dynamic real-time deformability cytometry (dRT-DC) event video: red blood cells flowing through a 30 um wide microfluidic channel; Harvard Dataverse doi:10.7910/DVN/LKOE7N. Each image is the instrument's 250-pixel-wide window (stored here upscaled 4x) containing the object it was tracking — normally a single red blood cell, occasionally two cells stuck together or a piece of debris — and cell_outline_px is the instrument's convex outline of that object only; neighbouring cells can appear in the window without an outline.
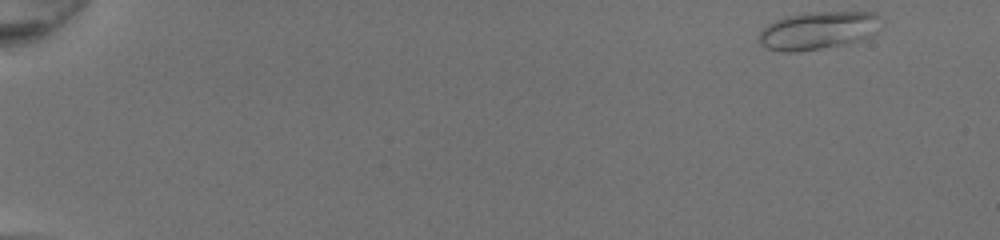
{"species": "common noctule bat (a hibernating species)", "species_latin": "Nyctalus noctula", "temperature_condition": "room temperature", "stored_images_in_passage": 48, "camera_frame_rate_fps": 3000, "um_per_image_px": 0.085, "animal": {"sex": "female", "body_mass_g": 20.0, "forearm_length_mm": 54.0}, "frame": {"image": 1, "passage_image": 1, "time_ms": 0.0, "image_size_px": [1000, 240], "cell_outline_px": [[880, 16], [876, 32], [864, 40], [848, 44], [796, 52], [780, 52], [768, 48], [760, 44], [760, 32], [768, 24], [784, 16], [804, 12], [876, 12]], "centroid_in_image_um": [69.55, 2.59], "position_along_channel_um": 15.5, "area_um2": 27.11}}
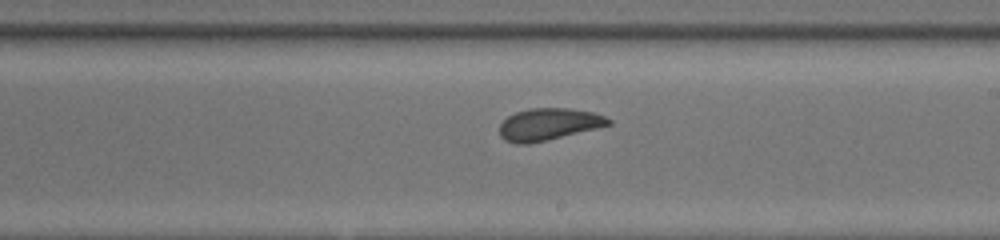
{"frame": {"image": 2, "passage_image": 29, "time_ms": 9.333, "image_size_px": [1000, 240], "cell_outline_px": [[612, 124], [596, 128], [528, 144], [516, 144], [504, 140], [500, 136], [500, 124], [508, 116], [516, 112], [528, 108], [568, 108], [592, 112], [604, 116], [612, 120]], "centroid_in_image_um": [46.61, 10.55], "position_along_channel_um": 242.4, "area_um2": 20.11}}
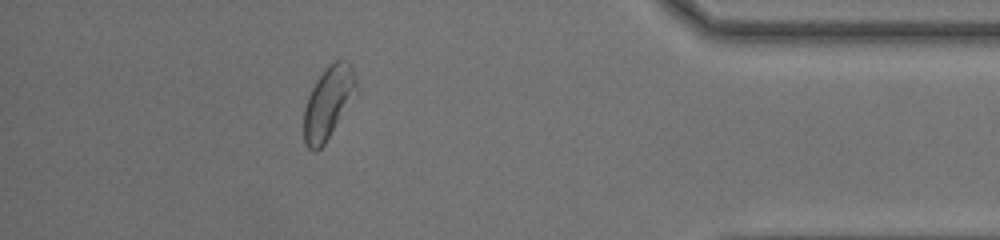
{"frame": {"image": 3, "passage_image": 43, "time_ms": 14.0, "image_size_px": [1000, 240], "cell_outline_px": [[356, 88], [324, 144], [316, 152], [308, 148], [304, 144], [304, 108], [308, 96], [316, 80], [328, 64], [336, 60], [348, 60], [352, 64], [356, 80]], "centroid_in_image_um": [27.85, 8.68], "position_along_channel_um": 407.4, "area_um2": 21.33}, "authors_computed_cell_mechanics": {"area_um2": 21.6461, "velocity_mm_per_s": 4.2403, "shape_relaxation_time_tau1_ms": 3.5598, "shape_relaxation_time_tau2_ms": 1.2389, "deformation_change_tau1": 0.1076, "deformation_change_tau2": 0.0458}}